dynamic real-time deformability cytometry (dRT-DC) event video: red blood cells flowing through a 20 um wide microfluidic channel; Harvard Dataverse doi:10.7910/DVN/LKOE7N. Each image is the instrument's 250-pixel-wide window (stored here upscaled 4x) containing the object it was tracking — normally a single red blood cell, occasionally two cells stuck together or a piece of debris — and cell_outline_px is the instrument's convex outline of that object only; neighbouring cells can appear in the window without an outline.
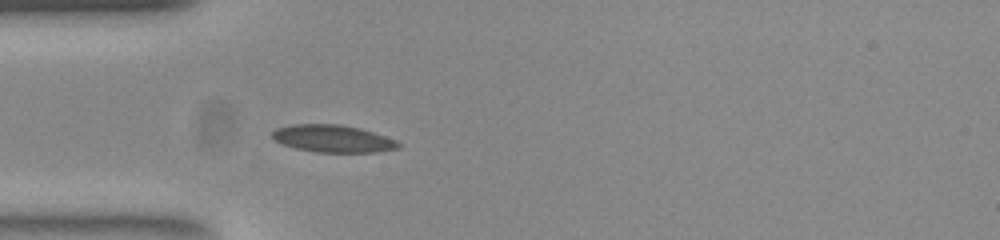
{"species": "common noctule bat (a hibernating species)", "species_latin": "Nyctalus noctula", "temperature_condition": "room temperature", "stored_images_in_passage": 38, "camera_frame_rate_fps": 3000, "um_per_image_px": 0.085, "animal": {"sex": "female", "body_mass_g": 23.0, "forearm_length_mm": 53.4}, "frame": {"image": 1, "passage_image": 1, "time_ms": 0.0, "image_size_px": [1000, 240], "cell_outline_px": [[400, 148], [376, 152], [316, 152], [296, 148], [284, 144], [276, 140], [272, 136], [272, 132], [276, 128], [292, 124], [340, 124], [360, 128], [396, 140], [400, 144]], "centroid_in_image_um": [28.3, 11.78], "position_along_channel_um": 56.7, "area_um2": 19.94}}
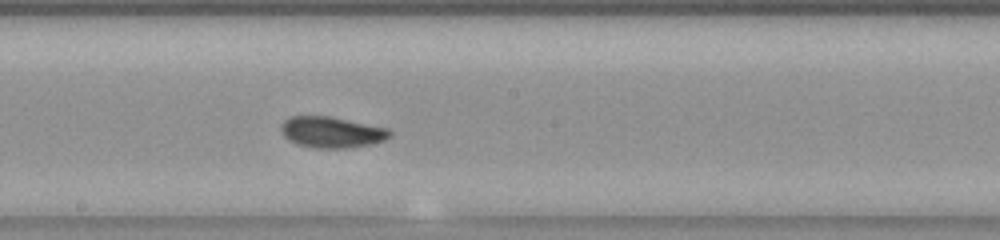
{"frame": {"image": 2, "passage_image": 14, "time_ms": 4.333, "image_size_px": [1000, 240], "cell_outline_px": [[392, 136], [384, 140], [372, 144], [344, 148], [312, 148], [296, 144], [288, 140], [284, 136], [280, 128], [284, 120], [288, 116], [328, 116], [388, 128], [392, 132]], "centroid_in_image_um": [28.17, 11.24], "position_along_channel_um": 220.0, "area_um2": 19.77}}
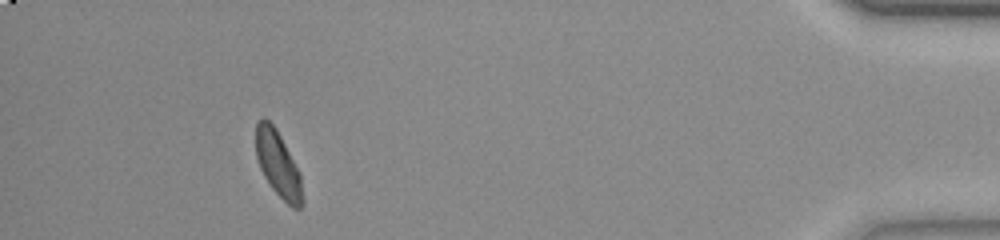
{"frame": {"image": 3, "passage_image": 34, "time_ms": 11.0, "image_size_px": [1000, 240], "cell_outline_px": [[304, 204], [300, 208], [292, 208], [272, 188], [264, 176], [260, 168], [256, 156], [256, 124], [264, 116], [276, 128], [300, 172], [304, 200]], "centroid_in_image_um": [23.65, 13.97], "position_along_channel_um": 411.5, "area_um2": 17.86}, "authors_computed_cell_mechanics": {"area_um2": 18.9006, "velocity_mm_per_s": 3.8471, "shape_relaxation_time_tau1_ms": 3.8053, "shape_relaxation_time_tau2_ms": null, "deformation_change_tau1": 0.0968, "deformation_change_tau2": null}}